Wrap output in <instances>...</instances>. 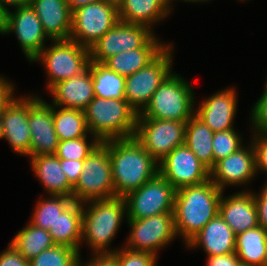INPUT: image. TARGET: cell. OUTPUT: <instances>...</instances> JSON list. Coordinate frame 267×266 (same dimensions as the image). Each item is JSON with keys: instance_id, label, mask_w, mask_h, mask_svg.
Segmentation results:
<instances>
[{"instance_id": "cell-1", "label": "cell", "mask_w": 267, "mask_h": 266, "mask_svg": "<svg viewBox=\"0 0 267 266\" xmlns=\"http://www.w3.org/2000/svg\"><path fill=\"white\" fill-rule=\"evenodd\" d=\"M102 143L108 149L116 196L125 197L159 172L158 162L135 137L111 139Z\"/></svg>"}, {"instance_id": "cell-2", "label": "cell", "mask_w": 267, "mask_h": 266, "mask_svg": "<svg viewBox=\"0 0 267 266\" xmlns=\"http://www.w3.org/2000/svg\"><path fill=\"white\" fill-rule=\"evenodd\" d=\"M222 193L210 179L176 190L174 225L177 237L181 236L185 244L219 214Z\"/></svg>"}, {"instance_id": "cell-3", "label": "cell", "mask_w": 267, "mask_h": 266, "mask_svg": "<svg viewBox=\"0 0 267 266\" xmlns=\"http://www.w3.org/2000/svg\"><path fill=\"white\" fill-rule=\"evenodd\" d=\"M127 205L124 197L92 200L82 203V239L94 254L113 253L108 248L118 233Z\"/></svg>"}, {"instance_id": "cell-4", "label": "cell", "mask_w": 267, "mask_h": 266, "mask_svg": "<svg viewBox=\"0 0 267 266\" xmlns=\"http://www.w3.org/2000/svg\"><path fill=\"white\" fill-rule=\"evenodd\" d=\"M91 135L101 142L132 138L136 132L138 113L126 99L94 97L84 110Z\"/></svg>"}, {"instance_id": "cell-5", "label": "cell", "mask_w": 267, "mask_h": 266, "mask_svg": "<svg viewBox=\"0 0 267 266\" xmlns=\"http://www.w3.org/2000/svg\"><path fill=\"white\" fill-rule=\"evenodd\" d=\"M180 76L172 72L137 118L187 122L195 113V96L191 84Z\"/></svg>"}, {"instance_id": "cell-6", "label": "cell", "mask_w": 267, "mask_h": 266, "mask_svg": "<svg viewBox=\"0 0 267 266\" xmlns=\"http://www.w3.org/2000/svg\"><path fill=\"white\" fill-rule=\"evenodd\" d=\"M51 46L44 47L32 60L42 62L47 71V90L55 84L70 79L83 72L90 62V49L72 41L51 40Z\"/></svg>"}, {"instance_id": "cell-7", "label": "cell", "mask_w": 267, "mask_h": 266, "mask_svg": "<svg viewBox=\"0 0 267 266\" xmlns=\"http://www.w3.org/2000/svg\"><path fill=\"white\" fill-rule=\"evenodd\" d=\"M116 197L112 178V166L107 147L101 142L83 160V170L73 188L74 202L85 203L92 200Z\"/></svg>"}, {"instance_id": "cell-8", "label": "cell", "mask_w": 267, "mask_h": 266, "mask_svg": "<svg viewBox=\"0 0 267 266\" xmlns=\"http://www.w3.org/2000/svg\"><path fill=\"white\" fill-rule=\"evenodd\" d=\"M117 2L101 0L72 12L69 39L90 49L119 22Z\"/></svg>"}, {"instance_id": "cell-9", "label": "cell", "mask_w": 267, "mask_h": 266, "mask_svg": "<svg viewBox=\"0 0 267 266\" xmlns=\"http://www.w3.org/2000/svg\"><path fill=\"white\" fill-rule=\"evenodd\" d=\"M173 45L168 46L146 67L125 78V99L140 114L160 84L172 73Z\"/></svg>"}, {"instance_id": "cell-10", "label": "cell", "mask_w": 267, "mask_h": 266, "mask_svg": "<svg viewBox=\"0 0 267 266\" xmlns=\"http://www.w3.org/2000/svg\"><path fill=\"white\" fill-rule=\"evenodd\" d=\"M176 189L158 172L139 189L129 192L125 197L126 219H143L173 213Z\"/></svg>"}, {"instance_id": "cell-11", "label": "cell", "mask_w": 267, "mask_h": 266, "mask_svg": "<svg viewBox=\"0 0 267 266\" xmlns=\"http://www.w3.org/2000/svg\"><path fill=\"white\" fill-rule=\"evenodd\" d=\"M187 122L137 118L135 139L159 163L173 149L184 144Z\"/></svg>"}, {"instance_id": "cell-12", "label": "cell", "mask_w": 267, "mask_h": 266, "mask_svg": "<svg viewBox=\"0 0 267 266\" xmlns=\"http://www.w3.org/2000/svg\"><path fill=\"white\" fill-rule=\"evenodd\" d=\"M126 221L131 231L124 245L130 250L157 256V251L177 238L174 213H163L143 219H126Z\"/></svg>"}, {"instance_id": "cell-13", "label": "cell", "mask_w": 267, "mask_h": 266, "mask_svg": "<svg viewBox=\"0 0 267 266\" xmlns=\"http://www.w3.org/2000/svg\"><path fill=\"white\" fill-rule=\"evenodd\" d=\"M154 35L145 25L119 21L90 48V61L104 63L118 53L142 48Z\"/></svg>"}, {"instance_id": "cell-14", "label": "cell", "mask_w": 267, "mask_h": 266, "mask_svg": "<svg viewBox=\"0 0 267 266\" xmlns=\"http://www.w3.org/2000/svg\"><path fill=\"white\" fill-rule=\"evenodd\" d=\"M159 173L176 189L202 184L210 170L185 145L173 149L158 163Z\"/></svg>"}, {"instance_id": "cell-15", "label": "cell", "mask_w": 267, "mask_h": 266, "mask_svg": "<svg viewBox=\"0 0 267 266\" xmlns=\"http://www.w3.org/2000/svg\"><path fill=\"white\" fill-rule=\"evenodd\" d=\"M14 12L5 13V26L2 35L14 32L22 52L29 62L46 46L45 40H51L44 32L35 10L30 6L14 7Z\"/></svg>"}, {"instance_id": "cell-16", "label": "cell", "mask_w": 267, "mask_h": 266, "mask_svg": "<svg viewBox=\"0 0 267 266\" xmlns=\"http://www.w3.org/2000/svg\"><path fill=\"white\" fill-rule=\"evenodd\" d=\"M28 124L31 132L30 155L55 154L59 144L53 123V105L37 96H28Z\"/></svg>"}, {"instance_id": "cell-17", "label": "cell", "mask_w": 267, "mask_h": 266, "mask_svg": "<svg viewBox=\"0 0 267 266\" xmlns=\"http://www.w3.org/2000/svg\"><path fill=\"white\" fill-rule=\"evenodd\" d=\"M255 151L251 144L220 159L210 170V180L224 192L225 186H241L256 176Z\"/></svg>"}, {"instance_id": "cell-18", "label": "cell", "mask_w": 267, "mask_h": 266, "mask_svg": "<svg viewBox=\"0 0 267 266\" xmlns=\"http://www.w3.org/2000/svg\"><path fill=\"white\" fill-rule=\"evenodd\" d=\"M236 111L237 93L234 87H229L202 100L194 114L213 132H219L235 129L233 123Z\"/></svg>"}, {"instance_id": "cell-19", "label": "cell", "mask_w": 267, "mask_h": 266, "mask_svg": "<svg viewBox=\"0 0 267 266\" xmlns=\"http://www.w3.org/2000/svg\"><path fill=\"white\" fill-rule=\"evenodd\" d=\"M3 138L14 152L30 155L31 132L28 124V96L14 98L2 112Z\"/></svg>"}, {"instance_id": "cell-20", "label": "cell", "mask_w": 267, "mask_h": 266, "mask_svg": "<svg viewBox=\"0 0 267 266\" xmlns=\"http://www.w3.org/2000/svg\"><path fill=\"white\" fill-rule=\"evenodd\" d=\"M243 191V192H242ZM231 196L222 197L219 204L220 217L237 235L248 229L259 226L258 210L253 190H242Z\"/></svg>"}, {"instance_id": "cell-21", "label": "cell", "mask_w": 267, "mask_h": 266, "mask_svg": "<svg viewBox=\"0 0 267 266\" xmlns=\"http://www.w3.org/2000/svg\"><path fill=\"white\" fill-rule=\"evenodd\" d=\"M53 104L61 108L85 110L95 97L91 61L80 74L55 84L50 90Z\"/></svg>"}, {"instance_id": "cell-22", "label": "cell", "mask_w": 267, "mask_h": 266, "mask_svg": "<svg viewBox=\"0 0 267 266\" xmlns=\"http://www.w3.org/2000/svg\"><path fill=\"white\" fill-rule=\"evenodd\" d=\"M236 234L218 214L211 219L185 246L203 248L207 256L235 252Z\"/></svg>"}, {"instance_id": "cell-23", "label": "cell", "mask_w": 267, "mask_h": 266, "mask_svg": "<svg viewBox=\"0 0 267 266\" xmlns=\"http://www.w3.org/2000/svg\"><path fill=\"white\" fill-rule=\"evenodd\" d=\"M31 7L51 40L69 39L72 12L66 0H32Z\"/></svg>"}, {"instance_id": "cell-24", "label": "cell", "mask_w": 267, "mask_h": 266, "mask_svg": "<svg viewBox=\"0 0 267 266\" xmlns=\"http://www.w3.org/2000/svg\"><path fill=\"white\" fill-rule=\"evenodd\" d=\"M119 20L149 27L164 20L170 13L168 0H118Z\"/></svg>"}, {"instance_id": "cell-25", "label": "cell", "mask_w": 267, "mask_h": 266, "mask_svg": "<svg viewBox=\"0 0 267 266\" xmlns=\"http://www.w3.org/2000/svg\"><path fill=\"white\" fill-rule=\"evenodd\" d=\"M31 169L47 195L66 196L72 198L73 187L63 173L60 159L55 154L38 155L30 158Z\"/></svg>"}, {"instance_id": "cell-26", "label": "cell", "mask_w": 267, "mask_h": 266, "mask_svg": "<svg viewBox=\"0 0 267 266\" xmlns=\"http://www.w3.org/2000/svg\"><path fill=\"white\" fill-rule=\"evenodd\" d=\"M157 36H153L142 48L124 51L108 58L103 64L119 75L129 76L146 67L166 47Z\"/></svg>"}, {"instance_id": "cell-27", "label": "cell", "mask_w": 267, "mask_h": 266, "mask_svg": "<svg viewBox=\"0 0 267 266\" xmlns=\"http://www.w3.org/2000/svg\"><path fill=\"white\" fill-rule=\"evenodd\" d=\"M235 253L241 265L267 266V231L257 226L237 234Z\"/></svg>"}, {"instance_id": "cell-28", "label": "cell", "mask_w": 267, "mask_h": 266, "mask_svg": "<svg viewBox=\"0 0 267 266\" xmlns=\"http://www.w3.org/2000/svg\"><path fill=\"white\" fill-rule=\"evenodd\" d=\"M56 245L68 246L80 252L82 239V203L73 202L49 231Z\"/></svg>"}, {"instance_id": "cell-29", "label": "cell", "mask_w": 267, "mask_h": 266, "mask_svg": "<svg viewBox=\"0 0 267 266\" xmlns=\"http://www.w3.org/2000/svg\"><path fill=\"white\" fill-rule=\"evenodd\" d=\"M213 134L214 132L195 114L186 123L184 144L209 170L214 167Z\"/></svg>"}, {"instance_id": "cell-30", "label": "cell", "mask_w": 267, "mask_h": 266, "mask_svg": "<svg viewBox=\"0 0 267 266\" xmlns=\"http://www.w3.org/2000/svg\"><path fill=\"white\" fill-rule=\"evenodd\" d=\"M10 243L28 261L55 245L48 230L36 227L30 222L19 230Z\"/></svg>"}, {"instance_id": "cell-31", "label": "cell", "mask_w": 267, "mask_h": 266, "mask_svg": "<svg viewBox=\"0 0 267 266\" xmlns=\"http://www.w3.org/2000/svg\"><path fill=\"white\" fill-rule=\"evenodd\" d=\"M53 123L59 141L86 137L90 134L83 110L53 105Z\"/></svg>"}, {"instance_id": "cell-32", "label": "cell", "mask_w": 267, "mask_h": 266, "mask_svg": "<svg viewBox=\"0 0 267 266\" xmlns=\"http://www.w3.org/2000/svg\"><path fill=\"white\" fill-rule=\"evenodd\" d=\"M91 75L96 97L125 99V76L112 71L103 63L93 61Z\"/></svg>"}, {"instance_id": "cell-33", "label": "cell", "mask_w": 267, "mask_h": 266, "mask_svg": "<svg viewBox=\"0 0 267 266\" xmlns=\"http://www.w3.org/2000/svg\"><path fill=\"white\" fill-rule=\"evenodd\" d=\"M50 198L39 200L34 208L32 225L50 231L58 217L74 202L73 198L50 195Z\"/></svg>"}, {"instance_id": "cell-34", "label": "cell", "mask_w": 267, "mask_h": 266, "mask_svg": "<svg viewBox=\"0 0 267 266\" xmlns=\"http://www.w3.org/2000/svg\"><path fill=\"white\" fill-rule=\"evenodd\" d=\"M78 250L64 245H54L29 261V266H80Z\"/></svg>"}, {"instance_id": "cell-35", "label": "cell", "mask_w": 267, "mask_h": 266, "mask_svg": "<svg viewBox=\"0 0 267 266\" xmlns=\"http://www.w3.org/2000/svg\"><path fill=\"white\" fill-rule=\"evenodd\" d=\"M100 143L96 136H93L91 142L87 140V136L59 141L55 155L59 159L84 160Z\"/></svg>"}, {"instance_id": "cell-36", "label": "cell", "mask_w": 267, "mask_h": 266, "mask_svg": "<svg viewBox=\"0 0 267 266\" xmlns=\"http://www.w3.org/2000/svg\"><path fill=\"white\" fill-rule=\"evenodd\" d=\"M241 137L235 129L214 132L212 140L214 165L220 159L231 155L243 147Z\"/></svg>"}, {"instance_id": "cell-37", "label": "cell", "mask_w": 267, "mask_h": 266, "mask_svg": "<svg viewBox=\"0 0 267 266\" xmlns=\"http://www.w3.org/2000/svg\"><path fill=\"white\" fill-rule=\"evenodd\" d=\"M119 266H156L157 256L147 252L134 251L123 246L113 252Z\"/></svg>"}, {"instance_id": "cell-38", "label": "cell", "mask_w": 267, "mask_h": 266, "mask_svg": "<svg viewBox=\"0 0 267 266\" xmlns=\"http://www.w3.org/2000/svg\"><path fill=\"white\" fill-rule=\"evenodd\" d=\"M252 113L250 116V123L253 125L254 132L267 134V80L265 83L264 91L253 105Z\"/></svg>"}, {"instance_id": "cell-39", "label": "cell", "mask_w": 267, "mask_h": 266, "mask_svg": "<svg viewBox=\"0 0 267 266\" xmlns=\"http://www.w3.org/2000/svg\"><path fill=\"white\" fill-rule=\"evenodd\" d=\"M250 143L255 151L256 172L263 171L267 174V134L253 132Z\"/></svg>"}, {"instance_id": "cell-40", "label": "cell", "mask_w": 267, "mask_h": 266, "mask_svg": "<svg viewBox=\"0 0 267 266\" xmlns=\"http://www.w3.org/2000/svg\"><path fill=\"white\" fill-rule=\"evenodd\" d=\"M63 173L67 176L69 184L74 188L83 170V160L60 159Z\"/></svg>"}, {"instance_id": "cell-41", "label": "cell", "mask_w": 267, "mask_h": 266, "mask_svg": "<svg viewBox=\"0 0 267 266\" xmlns=\"http://www.w3.org/2000/svg\"><path fill=\"white\" fill-rule=\"evenodd\" d=\"M0 266H29L26 260L11 243L0 253Z\"/></svg>"}, {"instance_id": "cell-42", "label": "cell", "mask_w": 267, "mask_h": 266, "mask_svg": "<svg viewBox=\"0 0 267 266\" xmlns=\"http://www.w3.org/2000/svg\"><path fill=\"white\" fill-rule=\"evenodd\" d=\"M260 192L253 193L258 210V223L267 231V183Z\"/></svg>"}, {"instance_id": "cell-43", "label": "cell", "mask_w": 267, "mask_h": 266, "mask_svg": "<svg viewBox=\"0 0 267 266\" xmlns=\"http://www.w3.org/2000/svg\"><path fill=\"white\" fill-rule=\"evenodd\" d=\"M14 86L12 82L0 76V113L14 100Z\"/></svg>"}, {"instance_id": "cell-44", "label": "cell", "mask_w": 267, "mask_h": 266, "mask_svg": "<svg viewBox=\"0 0 267 266\" xmlns=\"http://www.w3.org/2000/svg\"><path fill=\"white\" fill-rule=\"evenodd\" d=\"M207 257V266H240V260L235 252Z\"/></svg>"}, {"instance_id": "cell-45", "label": "cell", "mask_w": 267, "mask_h": 266, "mask_svg": "<svg viewBox=\"0 0 267 266\" xmlns=\"http://www.w3.org/2000/svg\"><path fill=\"white\" fill-rule=\"evenodd\" d=\"M93 258L87 262L82 263L80 260V266H119L117 258L113 253L93 254Z\"/></svg>"}, {"instance_id": "cell-46", "label": "cell", "mask_w": 267, "mask_h": 266, "mask_svg": "<svg viewBox=\"0 0 267 266\" xmlns=\"http://www.w3.org/2000/svg\"><path fill=\"white\" fill-rule=\"evenodd\" d=\"M32 0H0L1 7L7 11L9 10L8 7H22V6H30Z\"/></svg>"}, {"instance_id": "cell-47", "label": "cell", "mask_w": 267, "mask_h": 266, "mask_svg": "<svg viewBox=\"0 0 267 266\" xmlns=\"http://www.w3.org/2000/svg\"><path fill=\"white\" fill-rule=\"evenodd\" d=\"M71 12L77 10L80 7L86 6L88 4H93L101 0H66Z\"/></svg>"}, {"instance_id": "cell-48", "label": "cell", "mask_w": 267, "mask_h": 266, "mask_svg": "<svg viewBox=\"0 0 267 266\" xmlns=\"http://www.w3.org/2000/svg\"><path fill=\"white\" fill-rule=\"evenodd\" d=\"M5 13L6 11L0 5V34H2L5 26Z\"/></svg>"}, {"instance_id": "cell-49", "label": "cell", "mask_w": 267, "mask_h": 266, "mask_svg": "<svg viewBox=\"0 0 267 266\" xmlns=\"http://www.w3.org/2000/svg\"><path fill=\"white\" fill-rule=\"evenodd\" d=\"M173 1H175V0H168L171 9L173 8V7L171 6V4H172ZM183 1H185L186 3H187V2H188V3H189V2H190V3H191V2H192V3H194V2H196V3L201 2V3H202V2H204V1L206 2V1H209V0H183Z\"/></svg>"}, {"instance_id": "cell-50", "label": "cell", "mask_w": 267, "mask_h": 266, "mask_svg": "<svg viewBox=\"0 0 267 266\" xmlns=\"http://www.w3.org/2000/svg\"><path fill=\"white\" fill-rule=\"evenodd\" d=\"M0 139H3V119H2V113H0Z\"/></svg>"}]
</instances>
